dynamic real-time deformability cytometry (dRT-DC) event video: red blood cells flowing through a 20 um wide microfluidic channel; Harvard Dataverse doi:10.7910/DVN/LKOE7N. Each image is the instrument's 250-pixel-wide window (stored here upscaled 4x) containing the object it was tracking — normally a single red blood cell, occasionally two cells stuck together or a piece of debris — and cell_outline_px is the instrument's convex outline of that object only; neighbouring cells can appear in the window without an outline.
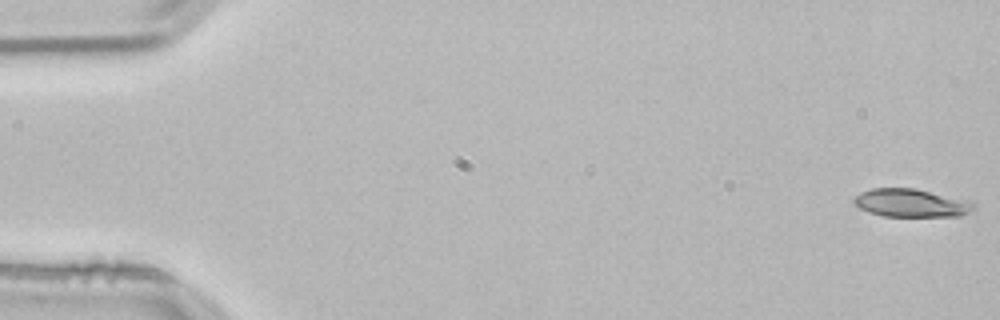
{"species": "common noctule bat (a hibernating species)", "species_latin": "Nyctalus noctula", "temperature_condition": "room temperature", "stored_images_in_passage": 53, "camera_frame_rate_fps": 3000, "um_per_image_px": 0.085, "animal": {"sex": "male", "body_mass_g": 21.5, "forearm_length_mm": 52.0}, "frame": {"image": 1, "passage_image": 1, "time_ms": 0.0, "image_size_px": [1000, 320], "cell_outline_px": [[976, 208], [960, 216], [884, 216], [868, 212], [852, 204], [852, 200], [860, 192], [872, 188], [916, 188], [976, 204]], "centroid_in_image_um": [77.36, 17.26], "position_along_channel_um": 7.6, "area_um2": 19.36}}
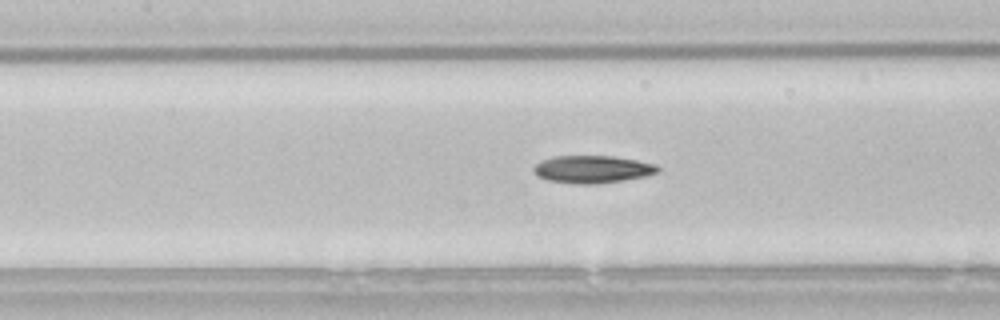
{"frame": {"image": 2, "passage_image": 24, "time_ms": 7.667, "image_size_px": [1000, 320], "cell_outline_px": [[660, 172], [644, 176], [624, 180], [600, 184], [576, 184], [548, 180], [536, 176], [532, 172], [532, 168], [540, 160], [552, 156], [612, 156], [636, 160], [656, 164], [660, 168]], "centroid_in_image_um": [50.32, 14.39], "position_along_channel_um": 157.1, "area_um2": 20.17}}
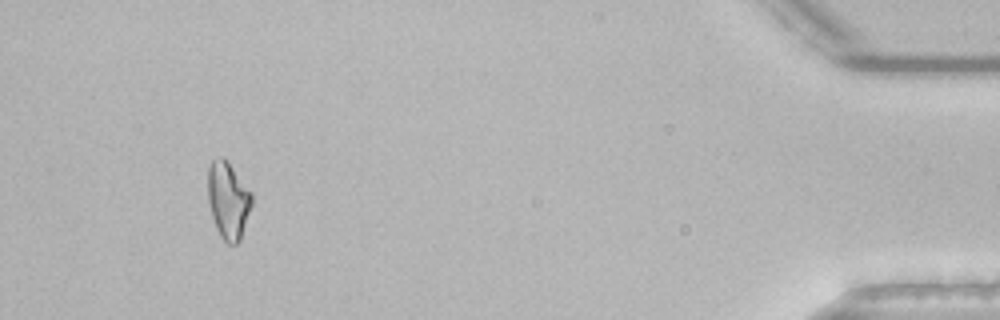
{"frame": {"image": 3, "passage_image": 50, "time_ms": 16.333, "image_size_px": [1000, 320], "cell_outline_px": [[252, 204], [240, 240], [236, 244], [228, 244], [220, 236], [216, 228], [212, 216], [208, 200], [208, 168], [212, 160], [220, 156], [224, 156], [252, 192]], "centroid_in_image_um": [19.39, 17.0], "position_along_channel_um": 415.8, "area_um2": 19.77}, "authors_computed_cell_mechanics": {"area_um2": 19.4786, "velocity_mm_per_s": 3.8046, "shape_relaxation_time_tau1_ms": 6.3327, "shape_relaxation_time_tau2_ms": null, "deformation_change_tau1": 0.1726, "deformation_change_tau2": null}}